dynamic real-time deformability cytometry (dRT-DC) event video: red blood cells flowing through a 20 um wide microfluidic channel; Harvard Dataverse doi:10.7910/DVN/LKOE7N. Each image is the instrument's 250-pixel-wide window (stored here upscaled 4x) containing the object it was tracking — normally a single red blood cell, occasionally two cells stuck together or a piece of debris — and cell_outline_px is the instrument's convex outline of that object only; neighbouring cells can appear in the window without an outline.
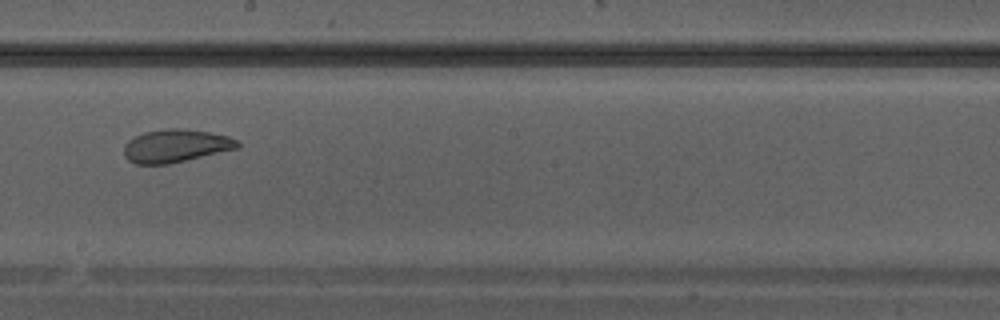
{"species": "Egyptian fruit bat (a non-hibernating species)", "species_latin": "Rousettus aegyptiacus", "temperature_condition": "warm", "stored_images_in_passage": 27, "camera_frame_rate_fps": 3000, "um_per_image_px": 0.085, "animal": {"sex": "male"}, "frame": {"image": 1, "passage_image": 12, "time_ms": 3.667, "image_size_px": [1000, 320], "cell_outline_px": [[240, 148], [168, 164], [136, 164], [128, 160], [124, 156], [124, 144], [128, 140], [144, 132], [168, 128], [180, 128], [208, 132], [228, 136], [236, 140], [240, 144]], "centroid_in_image_um": [14.93, 12.4], "position_along_channel_um": 233.3, "area_um2": 21.79}}